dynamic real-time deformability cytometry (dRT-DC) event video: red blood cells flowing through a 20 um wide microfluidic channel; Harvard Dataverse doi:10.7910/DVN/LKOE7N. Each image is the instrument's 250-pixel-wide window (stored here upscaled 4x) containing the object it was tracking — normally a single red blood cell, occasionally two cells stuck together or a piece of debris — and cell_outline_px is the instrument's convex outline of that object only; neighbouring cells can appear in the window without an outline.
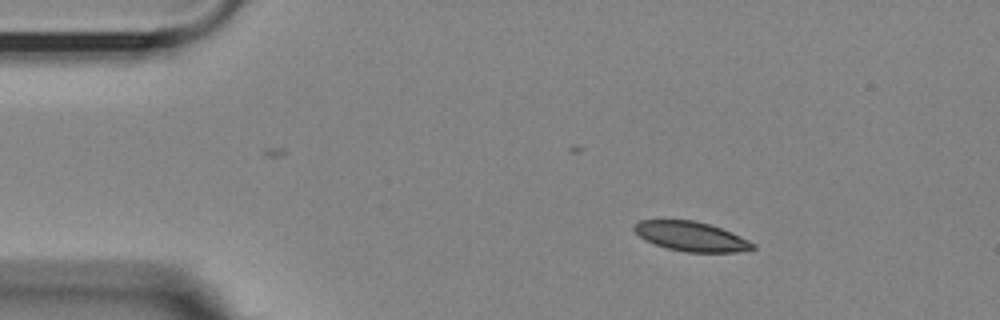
{"species": "Egyptian fruit bat (a non-hibernating species)", "species_latin": "Rousettus aegyptiacus", "temperature_condition": "room temperature", "stored_images_in_passage": 48, "camera_frame_rate_fps": 3000, "um_per_image_px": 0.085, "animal": {"sex": "female"}, "frame": {"image": 1, "passage_image": 1, "time_ms": 0.0, "image_size_px": [1000, 320], "cell_outline_px": [[756, 248], [736, 252], [688, 252], [668, 248], [656, 244], [640, 236], [632, 228], [640, 220], [696, 220], [720, 228], [748, 240], [756, 244]], "centroid_in_image_um": [58.77, 20.09], "position_along_channel_um": 26.2, "area_um2": 20.0}}
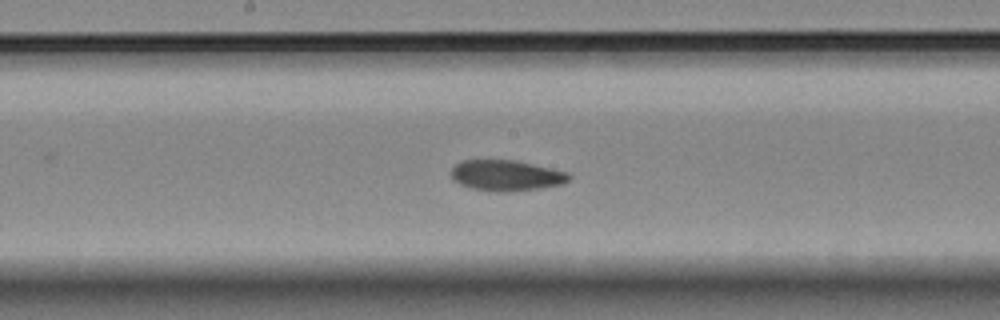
{"frame": {"image": 2, "passage_image": 21, "time_ms": 6.667, "image_size_px": [1000, 320], "cell_outline_px": [[572, 176], [564, 184], [540, 188], [504, 192], [496, 192], [472, 188], [460, 184], [452, 180], [452, 168], [460, 160], [516, 160], [552, 168], [568, 172]], "centroid_in_image_um": [43.05, 14.91], "position_along_channel_um": 205.2, "area_um2": 21.21}}
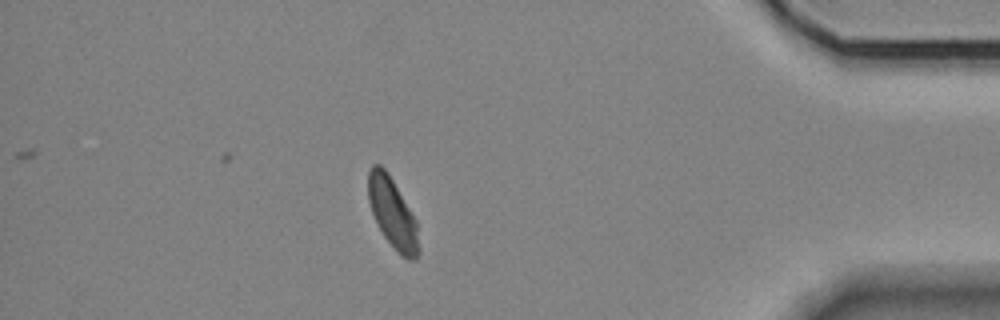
{"frame": {"image": 3, "passage_image": 41, "time_ms": 13.333, "image_size_px": [1000, 320], "cell_outline_px": [[420, 252], [416, 260], [408, 260], [384, 236], [372, 212], [368, 200], [368, 172], [372, 164], [380, 164], [388, 172], [416, 220], [420, 248]], "centroid_in_image_um": [33.38, 18.09], "position_along_channel_um": 401.8, "area_um2": 20.35}, "authors_computed_cell_mechanics": {"area_um2": 21.2126, "velocity_mm_per_s": 3.5694, "shape_relaxation_time_tau1_ms": null, "shape_relaxation_time_tau2_ms": 8.934, "deformation_change_tau1": null, "deformation_change_tau2": 0.1279}}